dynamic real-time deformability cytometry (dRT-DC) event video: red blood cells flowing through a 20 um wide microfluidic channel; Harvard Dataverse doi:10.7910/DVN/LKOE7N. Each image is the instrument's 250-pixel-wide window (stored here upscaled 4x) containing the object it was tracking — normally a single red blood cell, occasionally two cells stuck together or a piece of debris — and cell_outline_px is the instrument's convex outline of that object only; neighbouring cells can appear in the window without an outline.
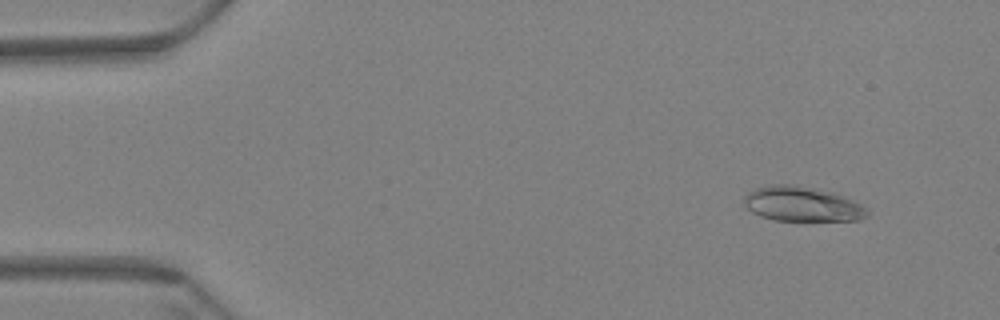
{"species": "Egyptian fruit bat (a non-hibernating species)", "species_latin": "Rousettus aegyptiacus", "temperature_condition": "warm", "stored_images_in_passage": 60, "camera_frame_rate_fps": 3000, "um_per_image_px": 0.085, "animal": {"sex": "female"}, "frame": {"image": 1, "passage_image": 6, "time_ms": 1.667, "image_size_px": [1000, 320], "cell_outline_px": [[868, 216], [860, 220], [776, 220], [760, 216], [752, 212], [744, 204], [744, 196], [748, 192], [756, 188], [772, 184], [800, 184], [832, 192], [860, 204], [868, 208]], "centroid_in_image_um": [68.17, 17.33], "position_along_channel_um": 16.8, "area_um2": 24.97}}
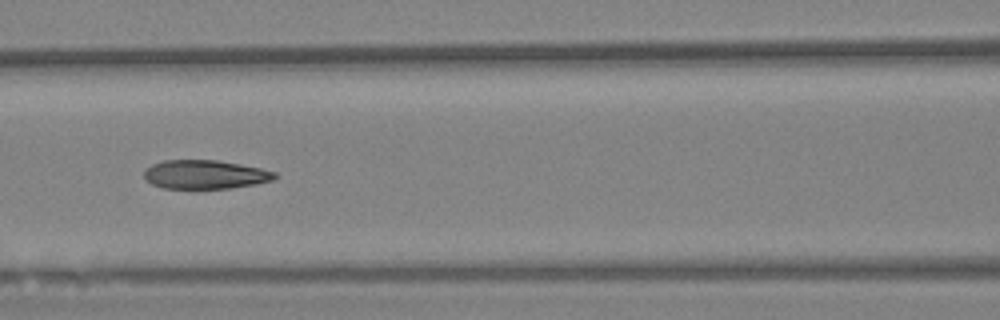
{"frame": {"image": 2, "passage_image": 27, "time_ms": 8.667, "image_size_px": [1000, 320], "cell_outline_px": [[280, 176], [272, 180], [256, 184], [228, 188], [196, 192], [164, 188], [152, 184], [144, 176], [144, 172], [152, 164], [164, 160], [216, 160], [240, 164], [260, 168], [276, 172]], "centroid_in_image_um": [17.43, 14.88], "position_along_channel_um": 149.2, "area_um2": 22.72}}
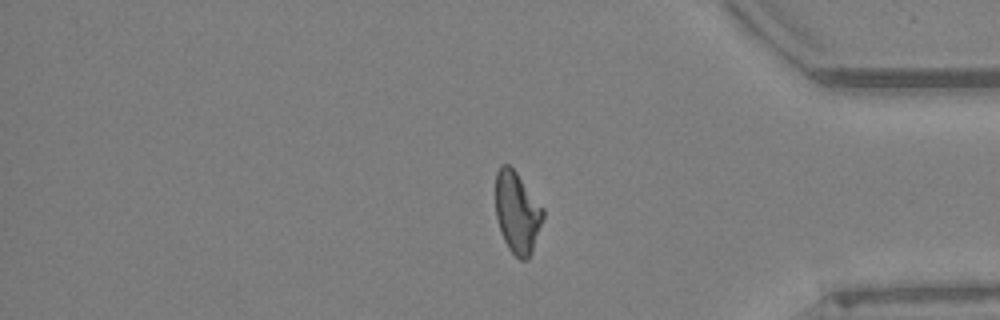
{"frame": {"image": 3, "passage_image": 50, "time_ms": 16.333, "image_size_px": [1000, 320], "cell_outline_px": [[544, 216], [532, 252], [528, 260], [520, 260], [508, 248], [504, 240], [496, 216], [496, 172], [500, 164], [508, 164], [516, 172], [544, 208]], "centroid_in_image_um": [43.97, 18.06], "position_along_channel_um": 391.2, "area_um2": 22.48}, "authors_computed_cell_mechanics": {"area_um2": 23.0911, "velocity_mm_per_s": 3.4354, "shape_relaxation_time_tau1_ms": 9.8122, "shape_relaxation_time_tau2_ms": 1.874, "deformation_change_tau1": 0.2284, "deformation_change_tau2": 0.0928}}